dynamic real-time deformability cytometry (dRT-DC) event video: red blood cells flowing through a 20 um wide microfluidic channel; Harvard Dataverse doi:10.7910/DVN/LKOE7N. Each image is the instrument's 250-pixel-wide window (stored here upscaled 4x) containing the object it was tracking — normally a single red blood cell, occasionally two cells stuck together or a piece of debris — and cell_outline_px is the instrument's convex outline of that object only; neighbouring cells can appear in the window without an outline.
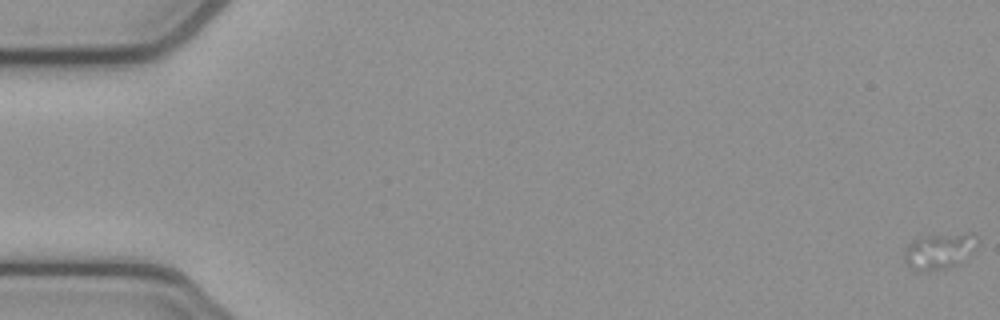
{"species": "common noctule bat (a hibernating species)", "species_latin": "Nyctalus noctula", "temperature_condition": "cold", "stored_images_in_passage": 22, "camera_frame_rate_fps": 3000, "um_per_image_px": 0.085, "animal": {"sex": "female", "body_mass_g": 21.9}, "frame": {"image": 1, "passage_image": 1, "time_ms": 0.0, "image_size_px": [1000, 320], "cell_outline_px": [[976, 244], [972, 252], [960, 264], [944, 268], [920, 272], [908, 264], [904, 260], [904, 252], [908, 244], [912, 240], [920, 236], [968, 232], [972, 232], [976, 236]], "centroid_in_image_um": [79.84, 21.31], "position_along_channel_um": 5.2, "area_um2": 15.37}}
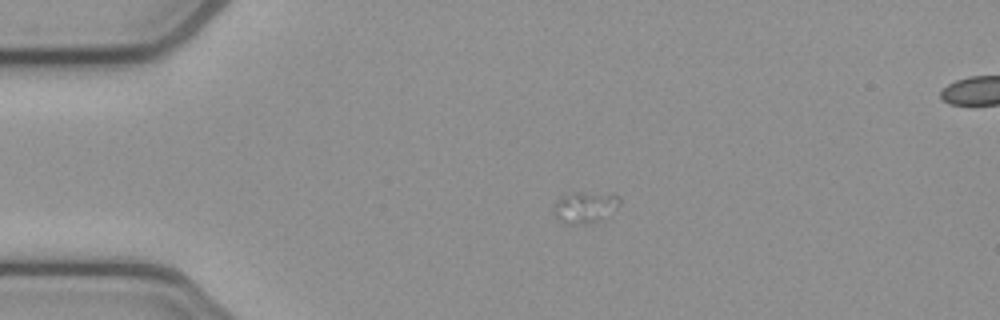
{"frame": {"image": 2, "passage_image": 14, "time_ms": 4.333, "image_size_px": [1000, 320], "cell_outline_px": [[620, 204], [616, 208], [596, 220], [584, 224], [564, 224], [556, 216], [556, 204], [568, 192], [612, 192], [620, 196]], "centroid_in_image_um": [49.78, 17.56], "position_along_channel_um": 35.2, "area_um2": 11.79}}